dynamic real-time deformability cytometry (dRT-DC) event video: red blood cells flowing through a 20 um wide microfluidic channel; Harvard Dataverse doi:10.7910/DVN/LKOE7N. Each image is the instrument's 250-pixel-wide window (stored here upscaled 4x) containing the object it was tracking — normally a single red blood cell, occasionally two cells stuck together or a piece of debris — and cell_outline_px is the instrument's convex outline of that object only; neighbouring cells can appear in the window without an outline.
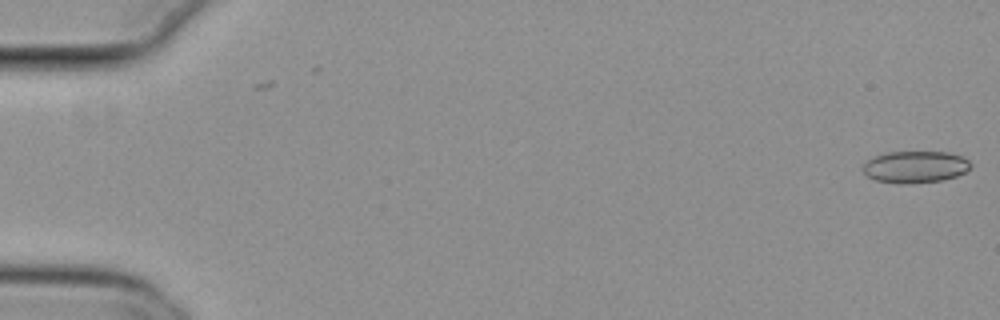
{"species": "common noctule bat (a hibernating species)", "species_latin": "Nyctalus noctula", "temperature_condition": "cold", "stored_images_in_passage": 5, "camera_frame_rate_fps": 3000, "um_per_image_px": 0.085, "animal": {"sex": "female", "body_mass_g": 29.2, "forearm_length_mm": 56.3}, "frame": {"image": 1, "passage_image": 5, "time_ms": 1.333, "image_size_px": [1000, 320], "cell_outline_px": [[972, 164], [964, 172], [956, 176], [940, 180], [904, 184], [900, 184], [876, 180], [868, 176], [864, 172], [864, 164], [868, 160], [876, 156], [888, 152], [948, 152], [964, 156]], "centroid_in_image_um": [77.82, 14.18], "position_along_channel_um": 7.2, "area_um2": 19.77}}